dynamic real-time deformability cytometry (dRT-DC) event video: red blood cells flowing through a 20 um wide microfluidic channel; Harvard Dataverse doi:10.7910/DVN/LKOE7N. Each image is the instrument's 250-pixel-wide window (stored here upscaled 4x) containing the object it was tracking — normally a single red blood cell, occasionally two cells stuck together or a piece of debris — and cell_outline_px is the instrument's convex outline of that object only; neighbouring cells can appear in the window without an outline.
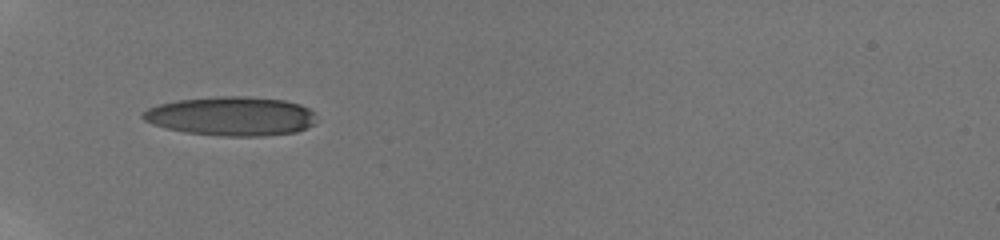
{"species": "human", "species_latin": "Homo sapiens", "temperature_condition": "room temperature", "stored_images_in_passage": 50, "camera_frame_rate_fps": 3000, "um_per_image_px": 0.085, "donor": {"sex": "male"}, "frame": {"image": 1, "passage_image": 1, "time_ms": 0.0, "image_size_px": [1000, 240], "cell_outline_px": [[312, 124], [296, 132], [264, 136], [224, 136], [184, 132], [164, 128], [152, 124], [144, 120], [140, 116], [140, 112], [156, 104], [176, 100], [216, 96], [252, 96], [284, 100], [300, 104], [308, 108], [312, 112]], "centroid_in_image_um": [19.56, 9.86], "position_along_channel_um": 65.4, "area_um2": 39.71}}
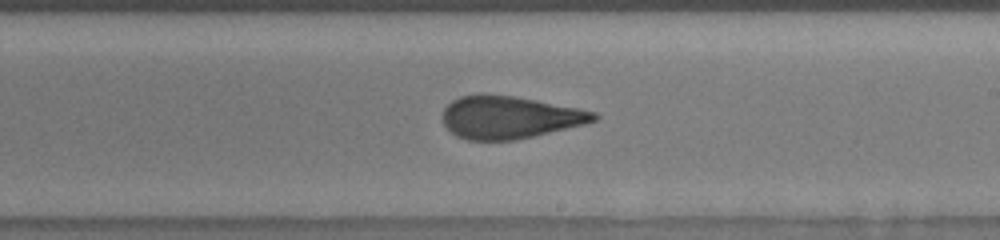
{"frame": {"image": 2, "passage_image": 31, "time_ms": 5.0, "image_size_px": [1000, 240], "cell_outline_px": [[600, 116], [596, 120], [584, 124], [516, 140], [468, 140], [456, 136], [444, 124], [440, 116], [444, 108], [452, 100], [460, 96], [480, 92], [484, 92], [512, 96], [536, 100], [596, 112]], "centroid_in_image_um": [43.24, 9.95], "position_along_channel_um": 245.8, "area_um2": 37.69}}
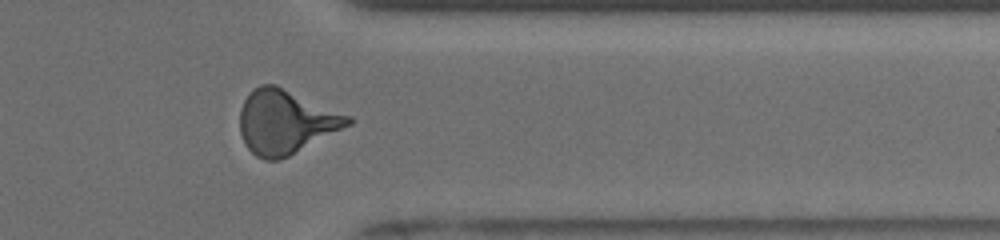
{"frame": {"image": 3, "passage_image": 43, "time_ms": 8.667, "image_size_px": [1000, 240], "cell_outline_px": [[356, 120], [352, 124], [280, 160], [264, 160], [256, 156], [248, 148], [240, 132], [240, 108], [244, 100], [252, 88], [260, 84], [276, 84], [352, 116]], "centroid_in_image_um": [24.29, 10.34], "position_along_channel_um": 387.1, "area_um2": 40.46}, "authors_computed_cell_mechanics": {"area_um2": 38.1769, "velocity_mm_per_s": 3.9068, "shape_relaxation_time_tau1_ms": 8.1052, "shape_relaxation_time_tau2_ms": 1.2059, "deformation_change_tau1": 0.246, "deformation_change_tau2": 0.1075}}